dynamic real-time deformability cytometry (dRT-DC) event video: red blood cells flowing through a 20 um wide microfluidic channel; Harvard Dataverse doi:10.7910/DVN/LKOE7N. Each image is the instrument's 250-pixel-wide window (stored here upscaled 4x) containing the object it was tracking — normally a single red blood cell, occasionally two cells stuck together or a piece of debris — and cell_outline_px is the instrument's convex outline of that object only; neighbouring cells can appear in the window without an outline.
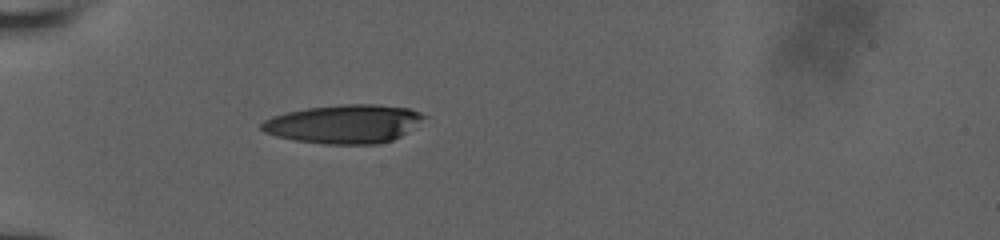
{"species": "human", "species_latin": "Homo sapiens", "temperature_condition": "room temperature", "stored_images_in_passage": 7, "camera_frame_rate_fps": 3000, "um_per_image_px": 0.085, "donor": {"sex": "male"}, "frame": {"image": 1, "passage_image": 1, "time_ms": 0.0, "image_size_px": [1000, 240], "cell_outline_px": [[428, 116], [400, 136], [392, 140], [380, 144], [324, 144], [296, 140], [276, 136], [264, 132], [260, 128], [260, 124], [264, 120], [272, 116], [284, 112], [308, 108], [340, 104], [380, 104], [408, 108], [420, 112]], "centroid_in_image_um": [29.23, 10.53], "position_along_channel_um": 55.8, "area_um2": 36.65}}
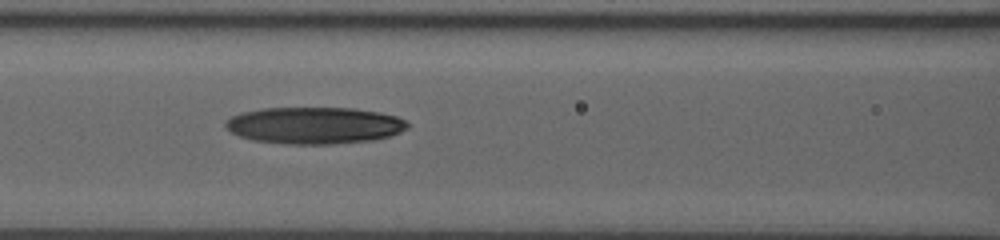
{"frame": {"image": 2, "passage_image": 5, "time_ms": 2.667, "image_size_px": [1000, 240], "cell_outline_px": [[412, 124], [408, 128], [400, 132], [388, 136], [372, 140], [332, 144], [288, 144], [252, 140], [240, 136], [232, 132], [224, 124], [232, 116], [240, 112], [264, 108], [352, 108], [380, 112], [396, 116]], "centroid_in_image_um": [26.75, 10.66], "position_along_channel_um": 139.9, "area_um2": 39.02}}
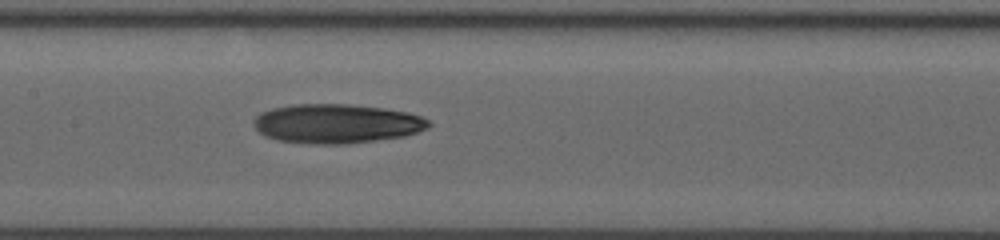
{"frame": {"image": 3, "passage_image": 7, "time_ms": 3.667, "image_size_px": [1000, 240], "cell_outline_px": [[432, 124], [428, 128], [404, 136], [376, 140], [344, 144], [316, 144], [280, 140], [264, 136], [252, 124], [252, 120], [260, 112], [272, 108], [296, 104], [348, 104], [384, 108], [408, 112], [420, 116], [428, 120]], "centroid_in_image_um": [28.6, 10.5], "position_along_channel_um": 178.8, "area_um2": 40.0}}